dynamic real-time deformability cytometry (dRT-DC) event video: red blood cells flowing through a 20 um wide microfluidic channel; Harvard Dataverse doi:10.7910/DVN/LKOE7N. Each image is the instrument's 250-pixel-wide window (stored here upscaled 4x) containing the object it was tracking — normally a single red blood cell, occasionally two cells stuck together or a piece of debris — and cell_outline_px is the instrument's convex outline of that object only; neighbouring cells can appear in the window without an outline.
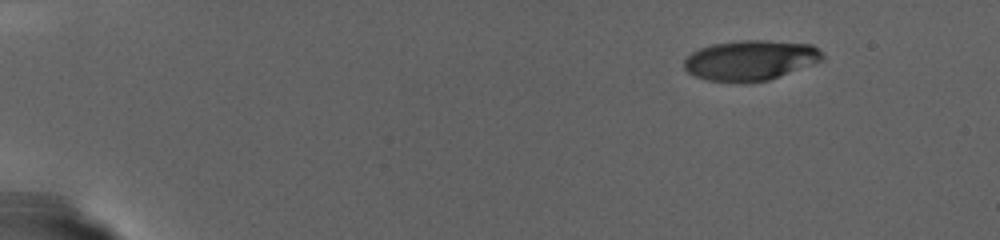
{"species": "human", "species_latin": "Homo sapiens", "temperature_condition": "warm", "stored_images_in_passage": 74, "camera_frame_rate_fps": 3000, "um_per_image_px": 0.085, "donor": {"sex": "female"}, "frame": {"image": 1, "passage_image": 1, "time_ms": 0.0, "image_size_px": [1000, 240], "cell_outline_px": [[824, 60], [768, 80], [708, 80], [696, 76], [688, 72], [684, 68], [684, 60], [692, 52], [700, 48], [712, 44], [740, 40], [768, 40], [812, 44], [824, 56]], "centroid_in_image_um": [63.8, 5.08], "position_along_channel_um": 21.2, "area_um2": 31.67}}
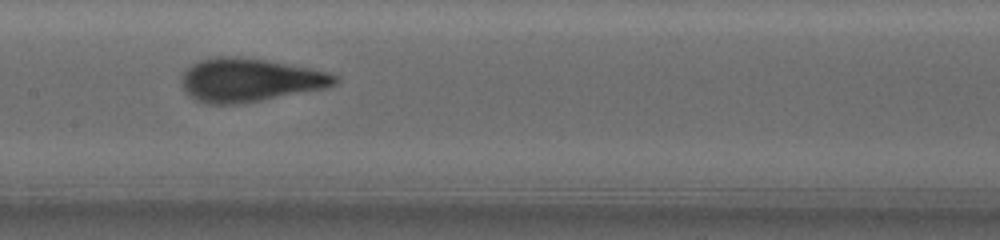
{"frame": {"image": 2, "passage_image": 43, "time_ms": 14.0, "image_size_px": [1000, 240], "cell_outline_px": [[336, 84], [324, 88], [260, 100], [236, 104], [204, 104], [188, 96], [180, 80], [184, 72], [192, 64], [200, 60], [216, 56], [236, 56], [264, 60], [308, 68], [328, 72], [336, 76]], "centroid_in_image_um": [21.15, 6.8], "position_along_channel_um": 186.2, "area_um2": 38.32}}
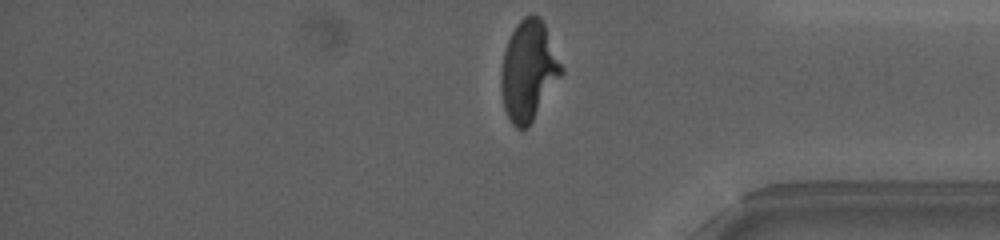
{"frame": {"image": 3, "passage_image": 74, "time_ms": 24.333, "image_size_px": [1000, 240], "cell_outline_px": [[564, 72], [528, 128], [516, 128], [512, 124], [504, 108], [500, 88], [500, 72], [504, 52], [508, 40], [516, 24], [524, 16], [532, 12], [540, 16], [544, 24], [564, 68]], "centroid_in_image_um": [44.92, 6.0], "position_along_channel_um": 390.3, "area_um2": 35.32}}